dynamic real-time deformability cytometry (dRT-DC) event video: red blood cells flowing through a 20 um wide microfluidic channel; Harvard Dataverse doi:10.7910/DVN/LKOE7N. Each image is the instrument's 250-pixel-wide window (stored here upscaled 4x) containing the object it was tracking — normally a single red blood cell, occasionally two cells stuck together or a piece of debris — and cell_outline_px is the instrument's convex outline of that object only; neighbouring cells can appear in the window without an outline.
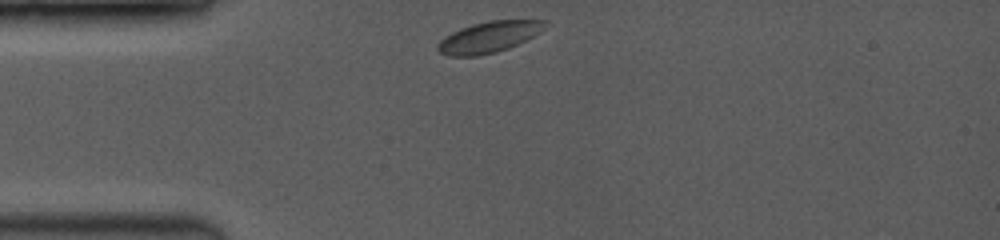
{"species": "common noctule bat (a hibernating species)", "species_latin": "Nyctalus noctula", "temperature_condition": "room temperature", "stored_images_in_passage": 37, "camera_frame_rate_fps": 3500, "um_per_image_px": 0.085, "animal": {"sex": "female", "body_mass_g": 19.0, "forearm_length_mm": 53.3}, "frame": {"image": 1, "passage_image": 1, "time_ms": 0.0, "image_size_px": [1000, 240], "cell_outline_px": [[552, 24], [540, 32], [508, 48], [496, 52], [476, 56], [452, 56], [440, 52], [436, 48], [436, 44], [444, 36], [460, 28], [472, 24], [488, 20], [548, 20]], "centroid_in_image_um": [41.58, 3.13], "position_along_channel_um": 43.4, "area_um2": 19.54}}
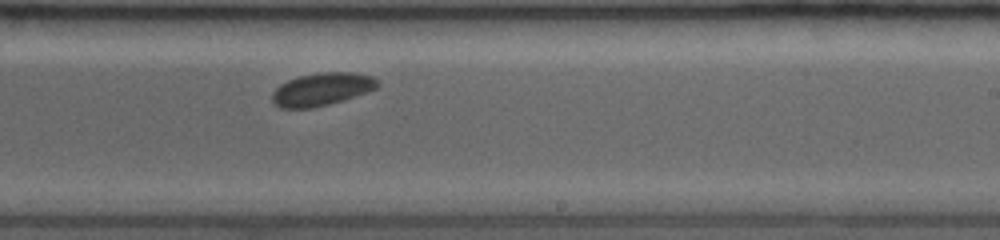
{"frame": {"image": 2, "passage_image": 22, "time_ms": 6.0, "image_size_px": [1000, 240], "cell_outline_px": [[380, 84], [376, 88], [328, 104], [312, 108], [280, 108], [272, 100], [272, 92], [280, 84], [288, 80], [300, 76], [316, 72], [352, 72], [372, 76], [380, 80]], "centroid_in_image_um": [27.34, 7.57], "position_along_channel_um": 261.7, "area_um2": 19.94}}
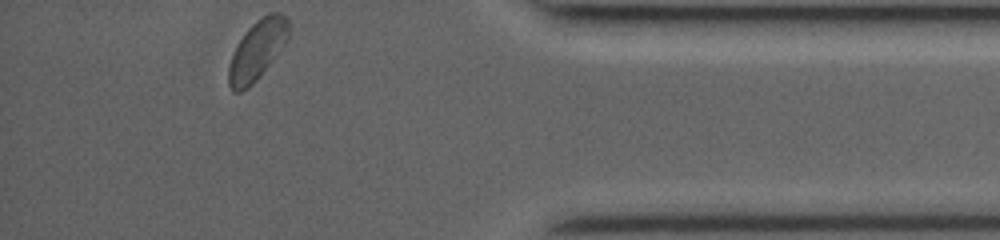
{"frame": {"image": 3, "passage_image": 37, "time_ms": 10.286, "image_size_px": [1000, 240], "cell_outline_px": [[288, 40], [256, 80], [248, 88], [240, 92], [232, 92], [228, 84], [228, 68], [232, 56], [240, 40], [248, 28], [256, 20], [268, 12], [280, 12], [288, 16]], "centroid_in_image_um": [21.87, 4.24], "position_along_channel_um": 413.3, "area_um2": 20.63}}